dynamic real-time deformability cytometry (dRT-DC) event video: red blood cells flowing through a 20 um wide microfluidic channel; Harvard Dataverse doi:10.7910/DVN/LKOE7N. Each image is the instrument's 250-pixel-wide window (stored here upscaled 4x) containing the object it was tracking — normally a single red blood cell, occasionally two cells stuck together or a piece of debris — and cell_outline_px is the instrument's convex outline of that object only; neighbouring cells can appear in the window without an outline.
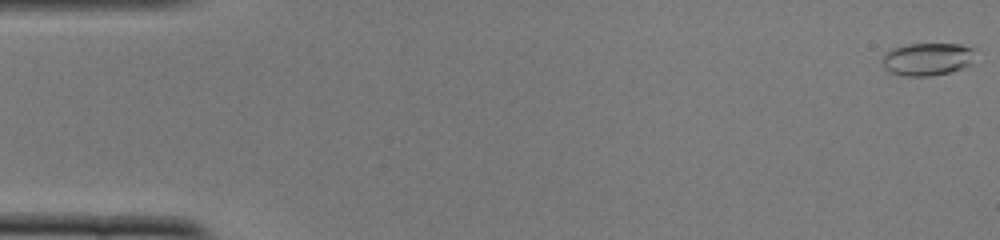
{"species": "common noctule bat (a hibernating species)", "species_latin": "Nyctalus noctula", "temperature_condition": "cold", "stored_images_in_passage": 52, "camera_frame_rate_fps": 3000, "um_per_image_px": 0.085, "animal": {"sex": "female", "body_mass_g": 22.0, "forearm_length_mm": 56.7}, "frame": {"image": 1, "passage_image": 1, "time_ms": 0.0, "image_size_px": [1000, 240], "cell_outline_px": [[976, 48], [972, 64], [948, 72], [932, 76], [904, 76], [888, 72], [884, 68], [884, 52], [892, 48], [908, 44], [960, 44]], "centroid_in_image_um": [78.84, 5.02], "position_along_channel_um": 6.2, "area_um2": 17.86}}
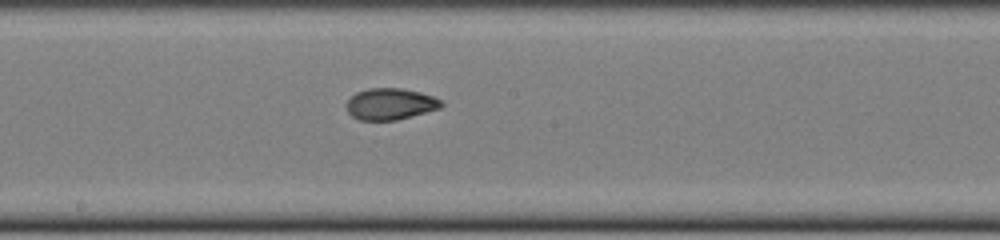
{"frame": {"image": 2, "passage_image": 28, "time_ms": 9.0, "image_size_px": [1000, 240], "cell_outline_px": [[444, 104], [440, 108], [396, 120], [360, 120], [352, 116], [348, 112], [348, 100], [356, 92], [368, 88], [400, 88], [420, 92], [432, 96], [440, 100]], "centroid_in_image_um": [33.18, 8.83], "position_along_channel_um": 215.0, "area_um2": 17.17}}
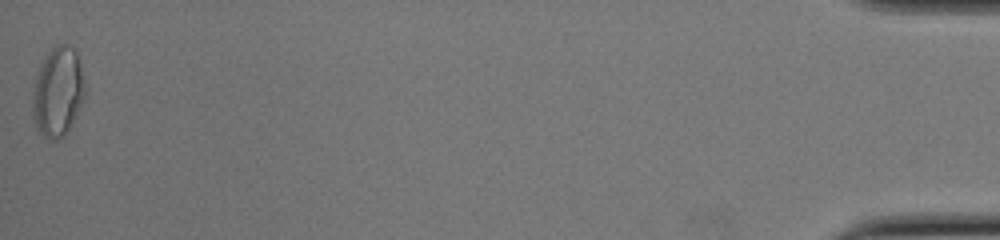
{"frame": {"image": 3, "passage_image": 52, "time_ms": 17.0, "image_size_px": [1000, 240], "cell_outline_px": [[84, 96], [80, 108], [76, 116], [64, 136], [56, 140], [52, 140], [44, 136], [40, 132], [32, 116], [32, 92], [36, 72], [48, 52], [56, 44], [72, 44], [76, 52], [80, 64], [84, 80]], "centroid_in_image_um": [4.9, 7.78], "position_along_channel_um": 430.3, "area_um2": 27.4}, "authors_computed_cell_mechanics": {"area_um2": 17.6868, "velocity_mm_per_s": 3.8921, "shape_relaxation_time_tau1_ms": 4.1916, "shape_relaxation_time_tau2_ms": 1.5577, "deformation_change_tau1": 0.1705, "deformation_change_tau2": 0.056}}